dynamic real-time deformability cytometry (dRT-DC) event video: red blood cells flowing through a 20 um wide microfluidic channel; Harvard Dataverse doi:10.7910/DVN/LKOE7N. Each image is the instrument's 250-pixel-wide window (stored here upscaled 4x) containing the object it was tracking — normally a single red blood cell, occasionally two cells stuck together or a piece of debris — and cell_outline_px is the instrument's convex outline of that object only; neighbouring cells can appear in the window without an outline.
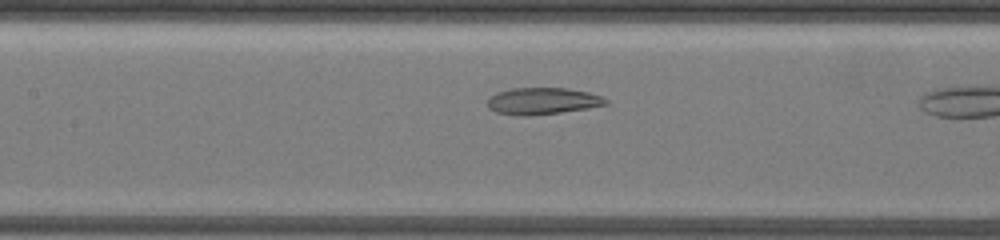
{"species": "common noctule bat (a hibernating species)", "species_latin": "Nyctalus noctula", "temperature_condition": "warm", "stored_images_in_passage": 10, "camera_frame_rate_fps": 3000, "um_per_image_px": 0.085, "animal": {"sex": "female", "body_mass_g": 19.5, "forearm_length_mm": 54.1}, "frame": {"image": 1, "passage_image": 9, "time_ms": 5.333, "image_size_px": [1000, 240], "cell_outline_px": [[608, 104], [588, 108], [560, 112], [528, 116], [516, 116], [496, 112], [488, 108], [488, 96], [496, 92], [512, 88], [568, 88], [588, 92], [600, 96], [608, 100]], "centroid_in_image_um": [46.07, 8.59], "position_along_channel_um": 161.3, "area_um2": 18.55}}